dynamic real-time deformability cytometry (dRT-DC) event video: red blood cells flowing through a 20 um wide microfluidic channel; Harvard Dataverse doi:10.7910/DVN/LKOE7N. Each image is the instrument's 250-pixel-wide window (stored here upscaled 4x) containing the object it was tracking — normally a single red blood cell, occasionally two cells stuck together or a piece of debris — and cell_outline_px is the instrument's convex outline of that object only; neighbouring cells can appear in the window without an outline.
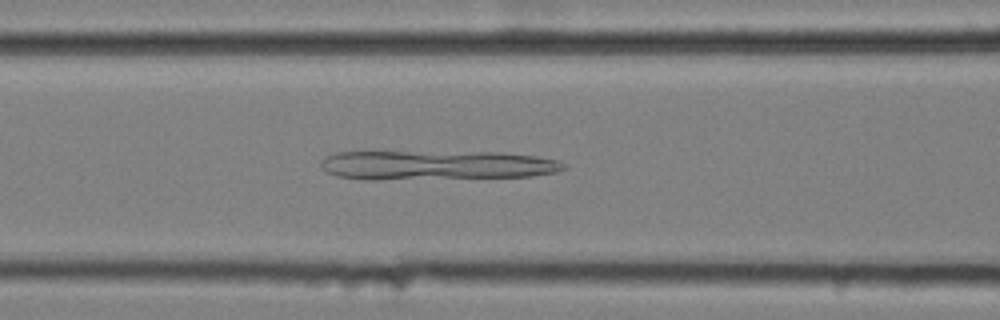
{"species": "common noctule bat (a hibernating species)", "species_latin": "Nyctalus noctula", "temperature_condition": "cold", "stored_images_in_passage": 56, "camera_frame_rate_fps": 3000, "um_per_image_px": 0.085, "animal": {"sex": "female", "body_mass_g": 25.1}, "frame": {"image": 1, "passage_image": 23, "time_ms": 7.333, "image_size_px": [1000, 320], "cell_outline_px": [[568, 168], [556, 172], [532, 176], [376, 180], [360, 180], [336, 176], [320, 168], [320, 160], [324, 156], [336, 152], [500, 152], [536, 156], [560, 160], [568, 164]], "centroid_in_image_um": [37.09, 14.04], "position_along_channel_um": 129.5, "area_um2": 42.25}}
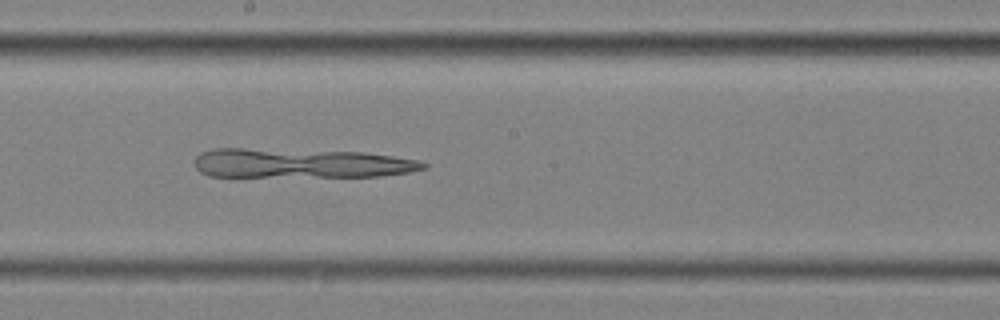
{"frame": {"image": 2, "passage_image": 31, "time_ms": 10.0, "image_size_px": [1000, 320], "cell_outline_px": [[428, 168], [408, 172], [380, 176], [208, 176], [200, 172], [196, 168], [196, 156], [200, 152], [212, 148], [244, 148], [360, 152], [392, 156], [420, 160], [428, 164]], "centroid_in_image_um": [25.55, 13.87], "position_along_channel_um": 222.7, "area_um2": 39.13}}
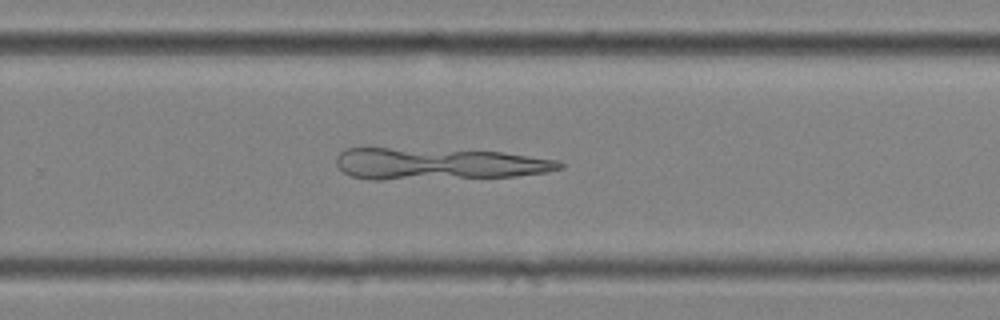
{"frame": {"image": 3, "passage_image": 37, "time_ms": 12.0, "image_size_px": [1000, 320], "cell_outline_px": [[564, 168], [548, 172], [516, 176], [380, 180], [372, 180], [352, 176], [344, 172], [336, 164], [336, 156], [344, 148], [368, 144], [500, 152], [556, 160], [564, 164]], "centroid_in_image_um": [37.09, 13.87], "position_along_channel_um": 292.7, "area_um2": 42.95}}